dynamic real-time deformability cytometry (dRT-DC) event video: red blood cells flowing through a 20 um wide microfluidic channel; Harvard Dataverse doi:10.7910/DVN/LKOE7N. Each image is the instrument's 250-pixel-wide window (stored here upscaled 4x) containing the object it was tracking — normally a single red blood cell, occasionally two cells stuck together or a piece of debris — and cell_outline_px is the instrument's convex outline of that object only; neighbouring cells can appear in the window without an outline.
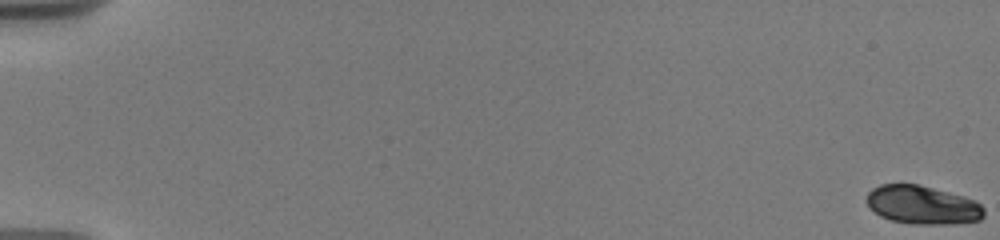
{"species": "human", "species_latin": "Homo sapiens", "temperature_condition": "warm", "stored_images_in_passage": 17, "camera_frame_rate_fps": 3000, "um_per_image_px": 0.085, "donor": {"sex": "male"}, "frame": {"image": 1, "passage_image": 1, "time_ms": 0.0, "image_size_px": [1000, 240], "cell_outline_px": [[984, 216], [980, 220], [952, 224], [912, 224], [892, 220], [880, 216], [868, 204], [868, 192], [872, 188], [880, 184], [916, 184], [964, 196], [976, 200], [984, 208]], "centroid_in_image_um": [78.45, 17.42], "position_along_channel_um": 6.6, "area_um2": 26.18}}
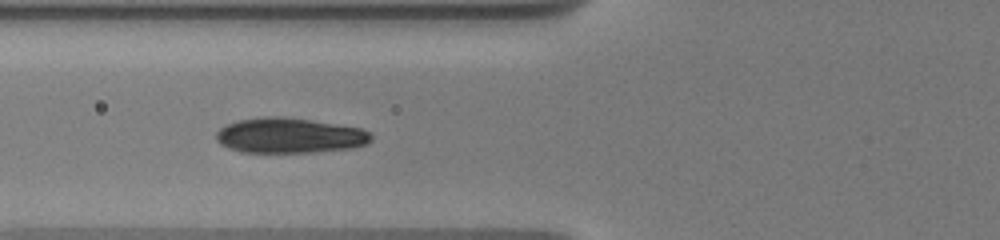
{"frame": {"image": 2, "passage_image": 15, "time_ms": 7.667, "image_size_px": [1000, 240], "cell_outline_px": [[372, 140], [368, 144], [352, 148], [312, 152], [240, 152], [228, 148], [220, 144], [216, 140], [216, 132], [224, 124], [240, 120], [264, 116], [284, 116], [312, 120], [360, 128], [368, 132], [372, 136]], "centroid_in_image_um": [24.58, 11.51], "position_along_channel_um": 101.2, "area_um2": 31.96}}
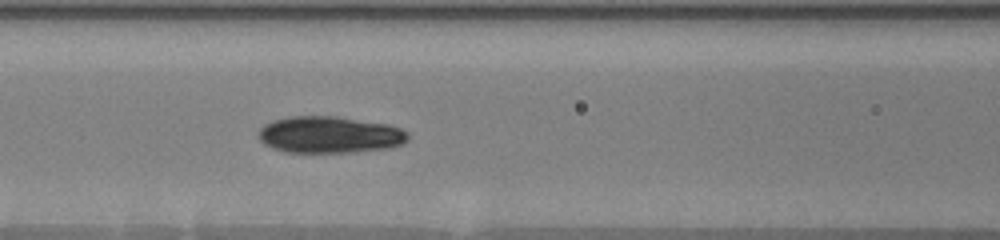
{"frame": {"image": 3, "passage_image": 17, "time_ms": 8.667, "image_size_px": [1000, 240], "cell_outline_px": [[408, 140], [404, 144], [388, 148], [352, 152], [284, 152], [272, 148], [264, 144], [260, 140], [260, 128], [264, 124], [272, 120], [292, 116], [336, 116], [388, 124], [400, 128], [408, 132]], "centroid_in_image_um": [28.03, 11.45], "position_along_channel_um": 138.6, "area_um2": 32.08}}